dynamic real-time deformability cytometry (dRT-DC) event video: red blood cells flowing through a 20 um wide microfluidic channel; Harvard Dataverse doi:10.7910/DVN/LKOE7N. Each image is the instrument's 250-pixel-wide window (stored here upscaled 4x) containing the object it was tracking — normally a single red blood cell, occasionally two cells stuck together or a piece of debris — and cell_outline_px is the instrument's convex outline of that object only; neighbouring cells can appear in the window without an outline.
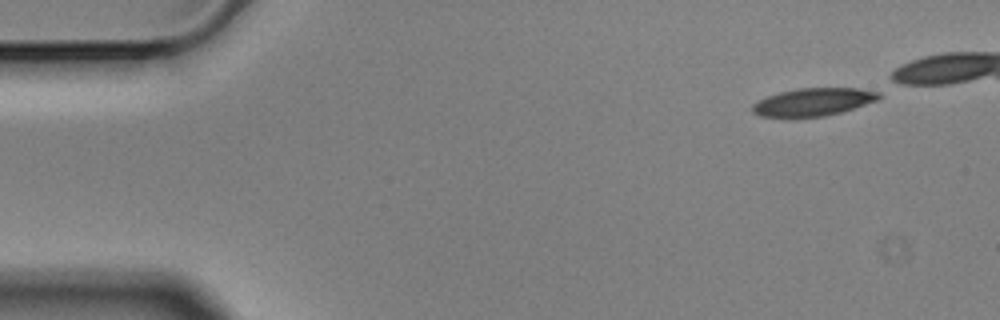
{"species": "Egyptian fruit bat (a non-hibernating species)", "species_latin": "Rousettus aegyptiacus", "temperature_condition": "cold", "stored_images_in_passage": 43, "camera_frame_rate_fps": 3000, "um_per_image_px": 0.085, "animal": {"sex": "male"}, "frame": {"image": 1, "passage_image": 1, "time_ms": 0.0, "image_size_px": [1000, 320], "cell_outline_px": [[880, 96], [876, 100], [840, 112], [824, 116], [796, 120], [788, 120], [760, 116], [752, 112], [752, 104], [768, 96], [780, 92], [796, 88], [880, 88]], "centroid_in_image_um": [69.1, 8.7], "position_along_channel_um": 15.9, "area_um2": 21.33}}
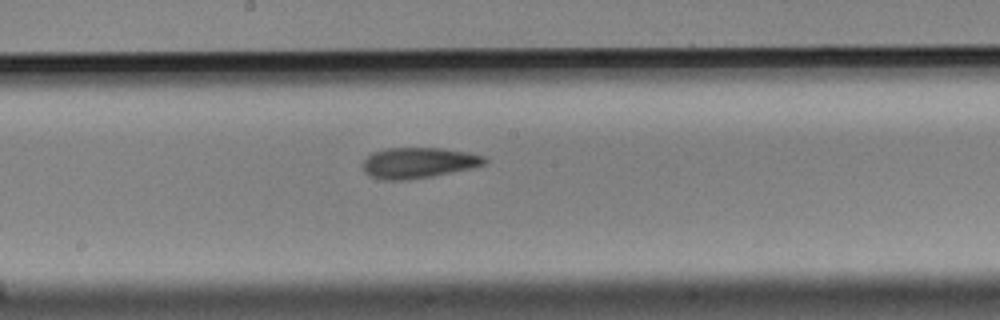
{"frame": {"image": 2, "passage_image": 26, "time_ms": 8.333, "image_size_px": [1000, 320], "cell_outline_px": [[488, 160], [484, 164], [472, 168], [432, 176], [408, 180], [380, 180], [364, 172], [360, 164], [372, 152], [388, 148], [440, 148], [468, 152], [484, 156]], "centroid_in_image_um": [35.53, 13.84], "position_along_channel_um": 212.7, "area_um2": 21.91}}
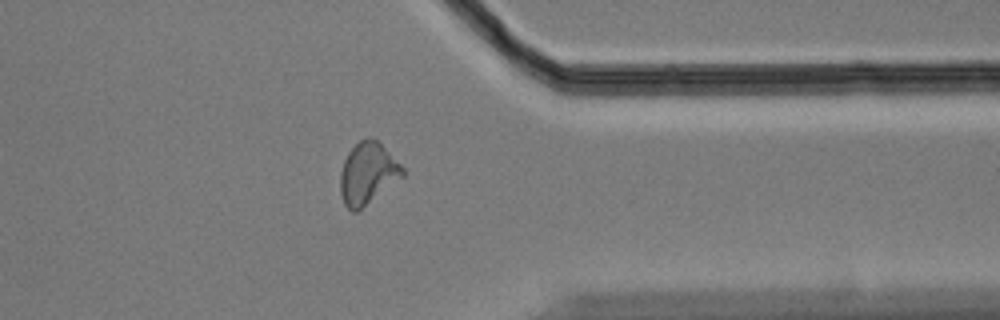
{"frame": {"image": 3, "passage_image": 41, "time_ms": 13.333, "image_size_px": [1000, 320], "cell_outline_px": [[404, 176], [356, 212], [352, 212], [344, 204], [340, 192], [340, 172], [344, 160], [348, 152], [360, 140], [376, 140], [404, 168]], "centroid_in_image_um": [31.23, 14.78], "position_along_channel_um": 380.2, "area_um2": 21.85}}